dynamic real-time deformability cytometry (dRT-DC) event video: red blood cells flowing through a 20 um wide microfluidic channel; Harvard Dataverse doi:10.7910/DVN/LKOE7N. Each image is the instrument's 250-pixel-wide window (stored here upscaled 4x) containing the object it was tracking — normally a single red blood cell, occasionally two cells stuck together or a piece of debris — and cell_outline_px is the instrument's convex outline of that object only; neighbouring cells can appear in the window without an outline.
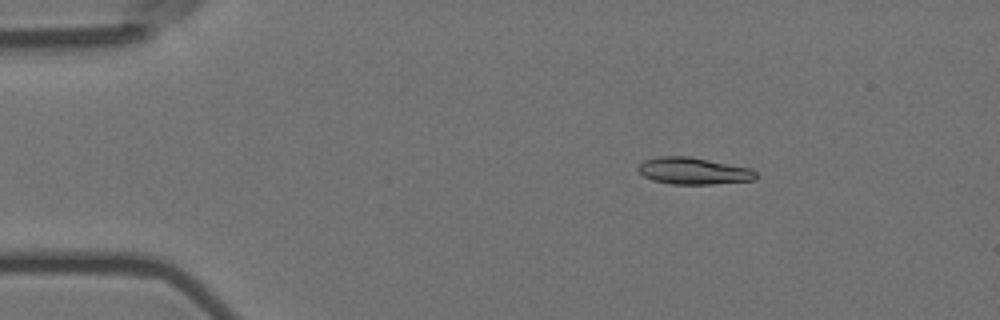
{"species": "Egyptian fruit bat (a non-hibernating species)", "species_latin": "Rousettus aegyptiacus", "temperature_condition": "room temperature", "stored_images_in_passage": 3, "camera_frame_rate_fps": 3000, "um_per_image_px": 0.085, "animal": {"sex": "female"}, "frame": {"image": 1, "passage_image": 2, "time_ms": 0.333, "image_size_px": [1000, 320], "cell_outline_px": [[756, 180], [712, 184], [672, 184], [652, 180], [644, 176], [636, 168], [644, 160], [660, 156], [688, 156], [752, 168], [756, 172]], "centroid_in_image_um": [58.95, 14.53], "position_along_channel_um": 26.0, "area_um2": 18.44}}